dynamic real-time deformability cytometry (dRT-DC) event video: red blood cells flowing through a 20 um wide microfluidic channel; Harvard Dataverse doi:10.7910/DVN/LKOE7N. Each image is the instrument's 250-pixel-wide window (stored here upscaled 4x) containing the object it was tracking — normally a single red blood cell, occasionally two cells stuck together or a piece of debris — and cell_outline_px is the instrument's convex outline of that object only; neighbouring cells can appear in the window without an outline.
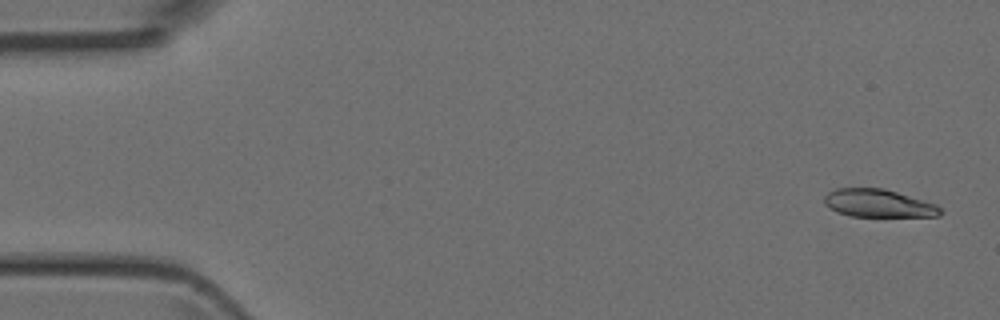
{"species": "Egyptian fruit bat (a non-hibernating species)", "species_latin": "Rousettus aegyptiacus", "temperature_condition": "room temperature", "stored_images_in_passage": 47, "camera_frame_rate_fps": 3000, "um_per_image_px": 0.085, "animal": {"sex": "female"}, "frame": {"image": 1, "passage_image": 2, "time_ms": 0.333, "image_size_px": [1000, 320], "cell_outline_px": [[944, 212], [940, 216], [852, 216], [836, 212], [828, 208], [824, 204], [824, 196], [828, 192], [836, 188], [884, 188], [936, 204]], "centroid_in_image_um": [74.64, 17.28], "position_along_channel_um": 10.4, "area_um2": 18.9}}
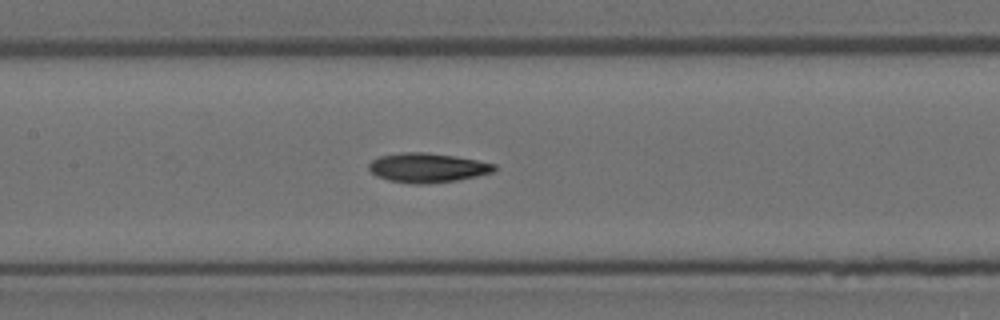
{"frame": {"image": 2, "passage_image": 22, "time_ms": 7.0, "image_size_px": [1000, 320], "cell_outline_px": [[496, 168], [492, 172], [476, 176], [456, 180], [424, 184], [416, 184], [388, 180], [376, 176], [368, 168], [368, 164], [372, 160], [380, 156], [400, 152], [424, 152], [452, 156], [476, 160], [496, 164]], "centroid_in_image_um": [36.29, 14.25], "position_along_channel_um": 171.1, "area_um2": 21.27}}
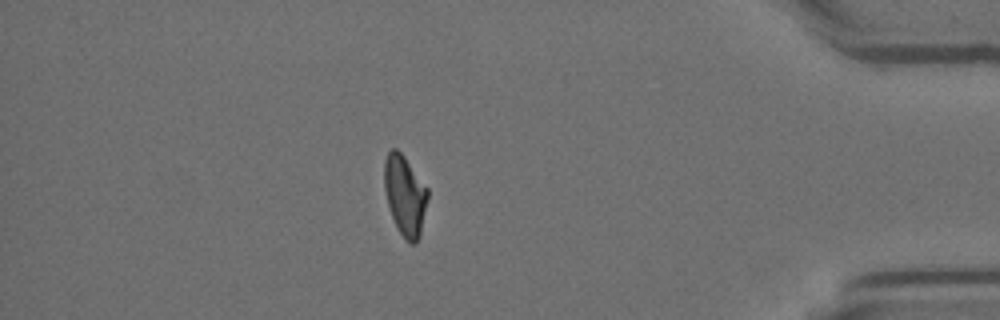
{"frame": {"image": 3, "passage_image": 41, "time_ms": 13.333, "image_size_px": [1000, 320], "cell_outline_px": [[428, 200], [420, 236], [416, 244], [412, 244], [404, 240], [392, 216], [388, 204], [384, 188], [384, 160], [388, 152], [392, 148], [396, 148], [404, 156], [428, 188]], "centroid_in_image_um": [34.43, 16.61], "position_along_channel_um": 400.8, "area_um2": 20.35}}